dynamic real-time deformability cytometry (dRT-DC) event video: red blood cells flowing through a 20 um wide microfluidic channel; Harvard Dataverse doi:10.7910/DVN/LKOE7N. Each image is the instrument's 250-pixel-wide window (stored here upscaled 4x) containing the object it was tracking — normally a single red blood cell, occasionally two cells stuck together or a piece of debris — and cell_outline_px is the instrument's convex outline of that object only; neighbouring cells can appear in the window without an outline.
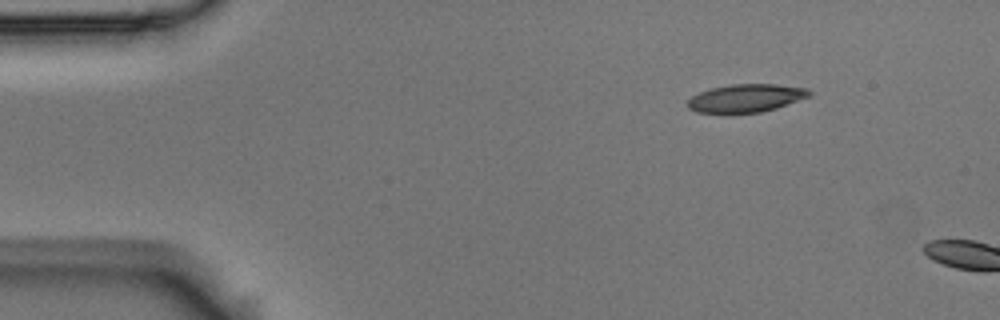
{"species": "Egyptian fruit bat (a non-hibernating species)", "species_latin": "Rousettus aegyptiacus", "temperature_condition": "room temperature", "stored_images_in_passage": 2, "camera_frame_rate_fps": 3000, "um_per_image_px": 0.085, "animal": {"sex": "male"}, "frame": {"image": 1, "passage_image": 2, "time_ms": 0.333, "image_size_px": [1000, 320], "cell_outline_px": [[812, 96], [776, 108], [760, 112], [696, 112], [688, 108], [688, 100], [692, 96], [700, 92], [712, 88], [732, 84], [776, 84], [808, 88], [812, 92]], "centroid_in_image_um": [63.47, 8.32], "position_along_channel_um": 21.5, "area_um2": 19.71}}